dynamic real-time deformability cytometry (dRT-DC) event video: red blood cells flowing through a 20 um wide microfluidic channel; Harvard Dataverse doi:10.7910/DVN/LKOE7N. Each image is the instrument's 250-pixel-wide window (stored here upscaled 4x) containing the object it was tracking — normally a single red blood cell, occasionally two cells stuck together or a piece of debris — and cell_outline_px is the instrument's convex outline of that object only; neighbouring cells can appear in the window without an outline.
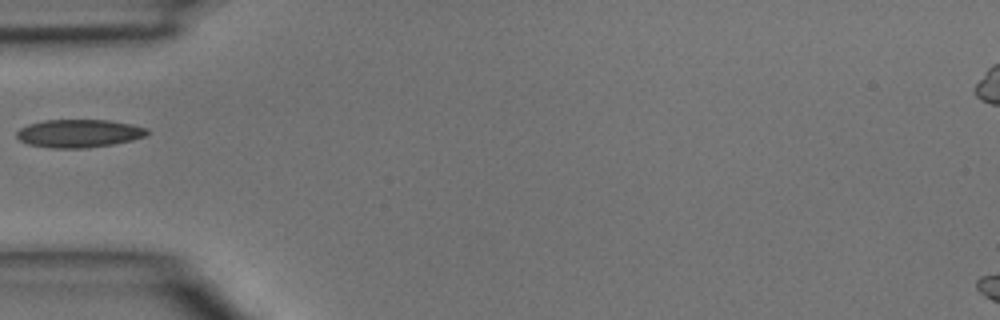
{"species": "common noctule bat (a hibernating species)", "species_latin": "Nyctalus noctula", "temperature_condition": "room temperature", "stored_images_in_passage": 2, "camera_frame_rate_fps": 3000, "um_per_image_px": 0.085, "animal": {"sex": "male", "body_mass_g": 15.6}, "frame": {"image": 1, "passage_image": 2, "time_ms": 0.333, "image_size_px": [1000, 320], "cell_outline_px": [[152, 132], [144, 136], [132, 140], [112, 144], [88, 148], [52, 148], [28, 144], [20, 140], [16, 136], [16, 132], [20, 128], [28, 124], [44, 120], [108, 120], [132, 124], [148, 128]], "centroid_in_image_um": [6.73, 11.33], "position_along_channel_um": 78.3, "area_um2": 21.44}}